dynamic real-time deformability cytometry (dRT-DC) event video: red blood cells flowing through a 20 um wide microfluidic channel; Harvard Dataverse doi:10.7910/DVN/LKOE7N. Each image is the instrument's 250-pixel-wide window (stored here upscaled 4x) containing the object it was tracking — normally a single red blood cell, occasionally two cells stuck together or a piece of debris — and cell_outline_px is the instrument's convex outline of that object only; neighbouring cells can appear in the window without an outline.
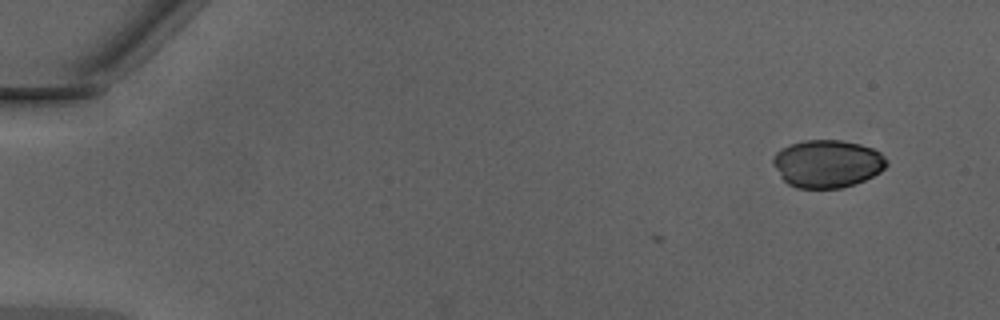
{"species": "Egyptian fruit bat (a non-hibernating species)", "species_latin": "Rousettus aegyptiacus", "temperature_condition": "warm", "stored_images_in_passage": 3, "camera_frame_rate_fps": 3000, "um_per_image_px": 0.085, "animal": {"sex": "male"}, "frame": {"image": 1, "passage_image": 3, "time_ms": 0.667, "image_size_px": [1000, 320], "cell_outline_px": [[888, 164], [880, 172], [864, 180], [840, 188], [796, 188], [788, 184], [780, 176], [772, 164], [772, 156], [780, 148], [788, 144], [804, 140], [840, 140], [860, 144], [872, 148], [880, 152], [888, 160]], "centroid_in_image_um": [70.29, 13.9], "position_along_channel_um": 14.7, "area_um2": 31.79}}